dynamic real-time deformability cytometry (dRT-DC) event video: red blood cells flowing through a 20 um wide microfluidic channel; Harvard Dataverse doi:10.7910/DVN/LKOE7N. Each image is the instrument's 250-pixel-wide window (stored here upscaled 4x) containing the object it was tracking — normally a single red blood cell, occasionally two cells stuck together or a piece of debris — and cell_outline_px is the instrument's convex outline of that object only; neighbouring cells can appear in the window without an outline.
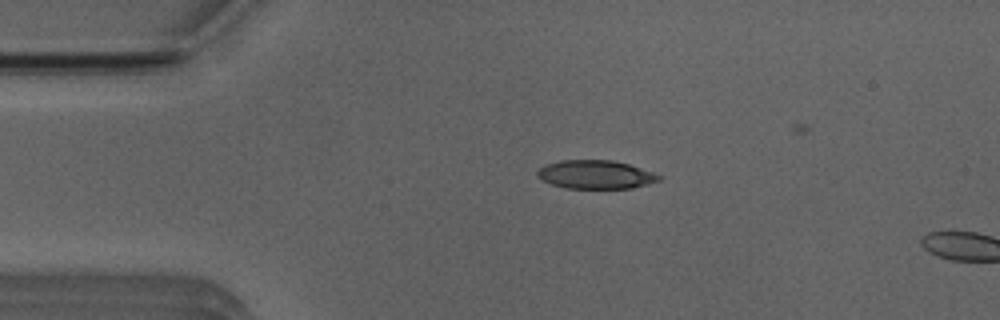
{"species": "Egyptian fruit bat (a non-hibernating species)", "species_latin": "Rousettus aegyptiacus", "temperature_condition": "room temperature", "stored_images_in_passage": 4, "camera_frame_rate_fps": 3000, "um_per_image_px": 0.085, "animal": {"sex": "male"}, "frame": {"image": 1, "passage_image": 1, "time_ms": 0.0, "image_size_px": [1000, 320], "cell_outline_px": [[664, 176], [660, 180], [648, 184], [632, 188], [568, 188], [552, 184], [536, 176], [536, 172], [540, 168], [548, 164], [560, 160], [612, 160], [628, 164]], "centroid_in_image_um": [50.65, 14.83], "position_along_channel_um": 34.3, "area_um2": 20.06}}